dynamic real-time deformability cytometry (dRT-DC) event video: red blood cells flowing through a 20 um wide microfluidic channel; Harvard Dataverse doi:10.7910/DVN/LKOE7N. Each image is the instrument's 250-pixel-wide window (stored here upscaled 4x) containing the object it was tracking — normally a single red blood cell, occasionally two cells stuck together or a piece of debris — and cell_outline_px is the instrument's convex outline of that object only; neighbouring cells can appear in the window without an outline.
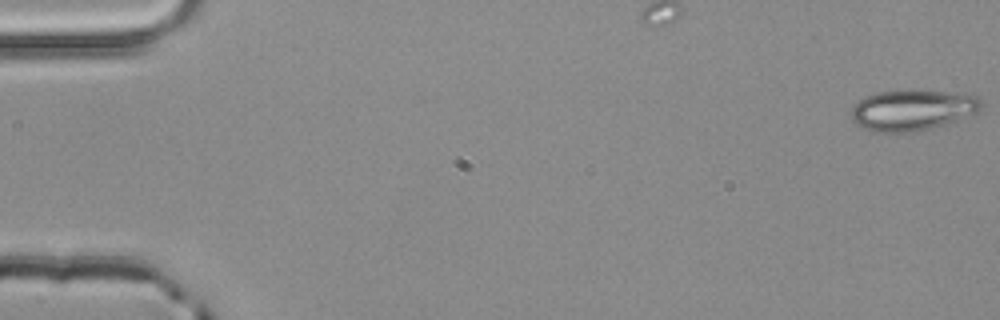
{"species": "common noctule bat (a hibernating species)", "species_latin": "Nyctalus noctula", "temperature_condition": "room temperature", "stored_images_in_passage": 5, "segment_of_instrument_passage": [1, 2], "camera_frame_rate_fps": 3000, "um_per_image_px": 0.085, "animal": {"sex": "male", "body_mass_g": 20.4}, "frame": {"image": 1, "passage_image": 1, "time_ms": 0.0, "image_size_px": [1000, 320], "cell_outline_px": [[984, 104], [976, 112], [944, 124], [916, 132], [872, 132], [860, 128], [852, 120], [852, 108], [864, 96], [876, 92], [916, 88], [972, 92], [980, 96], [984, 100]], "centroid_in_image_um": [77.62, 9.3], "position_along_channel_um": 7.4, "area_um2": 32.14}}